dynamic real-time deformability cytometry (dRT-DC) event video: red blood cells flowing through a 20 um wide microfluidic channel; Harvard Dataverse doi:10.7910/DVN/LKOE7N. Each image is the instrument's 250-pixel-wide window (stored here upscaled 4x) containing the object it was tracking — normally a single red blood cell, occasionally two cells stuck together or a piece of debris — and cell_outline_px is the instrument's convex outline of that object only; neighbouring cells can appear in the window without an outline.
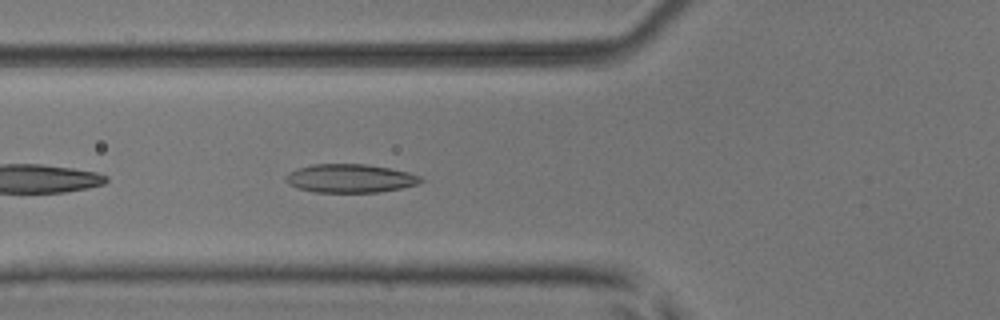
{"species": "common noctule bat (a hibernating species)", "species_latin": "Nyctalus noctula", "temperature_condition": "room temperature", "stored_images_in_passage": 23, "camera_frame_rate_fps": 3000, "um_per_image_px": 0.085, "animal": {"sex": "male", "body_mass_g": 17.9, "forearm_length_mm": 54.2}, "frame": {"image": 1, "passage_image": 4, "time_ms": 1.0, "image_size_px": [1000, 320], "cell_outline_px": [[424, 180], [416, 184], [400, 188], [376, 192], [316, 192], [296, 188], [288, 184], [284, 180], [284, 176], [288, 172], [312, 164], [364, 164], [388, 168], [408, 172], [420, 176]], "centroid_in_image_um": [29.7, 15.16], "position_along_channel_um": 96.1, "area_um2": 22.31}}
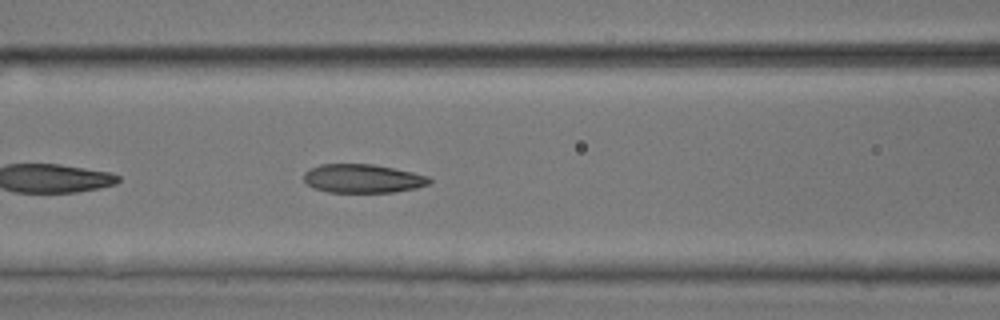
{"frame": {"image": 2, "passage_image": 7, "time_ms": 2.0, "image_size_px": [1000, 320], "cell_outline_px": [[432, 180], [428, 184], [416, 188], [396, 192], [328, 192], [312, 188], [304, 180], [304, 172], [308, 168], [320, 164], [372, 164], [412, 172], [428, 176]], "centroid_in_image_um": [30.8, 15.17], "position_along_channel_um": 135.8, "area_um2": 21.04}}
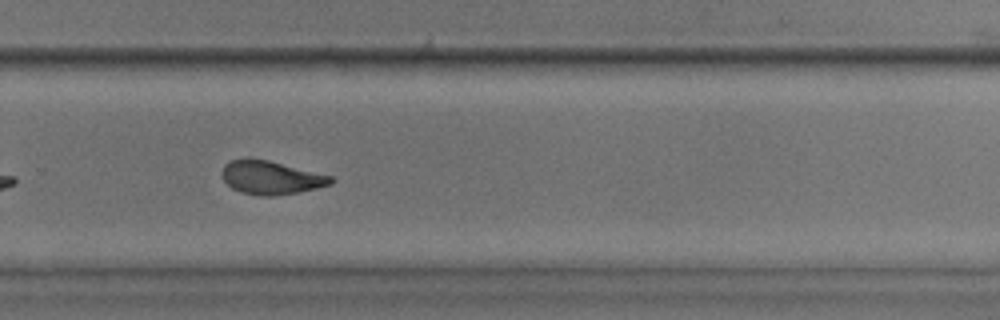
{"frame": {"image": 3, "passage_image": 20, "time_ms": 6.333, "image_size_px": [1000, 320], "cell_outline_px": [[336, 180], [332, 184], [316, 188], [296, 192], [272, 196], [260, 196], [240, 192], [232, 188], [220, 176], [220, 172], [224, 164], [232, 160], [248, 156], [268, 160], [332, 176]], "centroid_in_image_um": [22.98, 15.07], "position_along_channel_um": 306.8, "area_um2": 21.5}}